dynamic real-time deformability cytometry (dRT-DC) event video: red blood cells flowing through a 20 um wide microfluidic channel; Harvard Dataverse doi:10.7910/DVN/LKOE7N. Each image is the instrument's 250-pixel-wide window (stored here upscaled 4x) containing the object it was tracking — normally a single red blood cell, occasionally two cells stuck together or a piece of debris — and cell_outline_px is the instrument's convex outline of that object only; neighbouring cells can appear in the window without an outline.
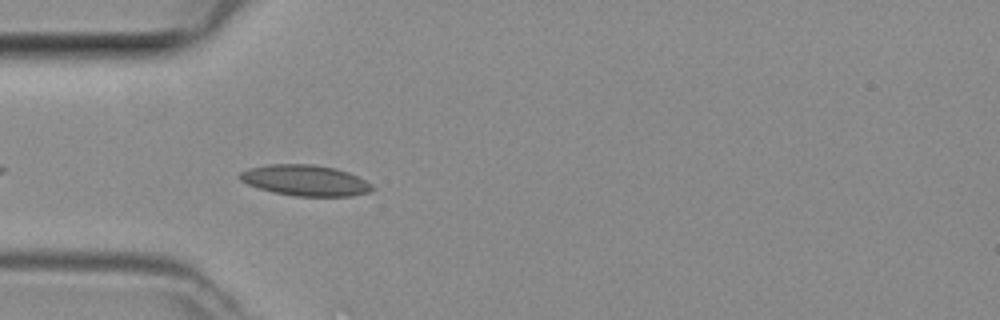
{"species": "common noctule bat (a hibernating species)", "species_latin": "Nyctalus noctula", "temperature_condition": "room temperature", "stored_images_in_passage": 29, "camera_frame_rate_fps": 3000, "um_per_image_px": 0.085, "animal": {"sex": "female", "body_mass_g": 29.2, "forearm_length_mm": 56.3}, "frame": {"image": 1, "passage_image": 3, "time_ms": 0.667, "image_size_px": [1000, 320], "cell_outline_px": [[376, 188], [368, 192], [352, 196], [296, 196], [272, 192], [248, 184], [240, 180], [236, 176], [240, 172], [248, 168], [268, 164], [312, 164], [336, 168], [348, 172], [372, 184]], "centroid_in_image_um": [25.93, 15.33], "position_along_channel_um": 59.1, "area_um2": 23.87}}
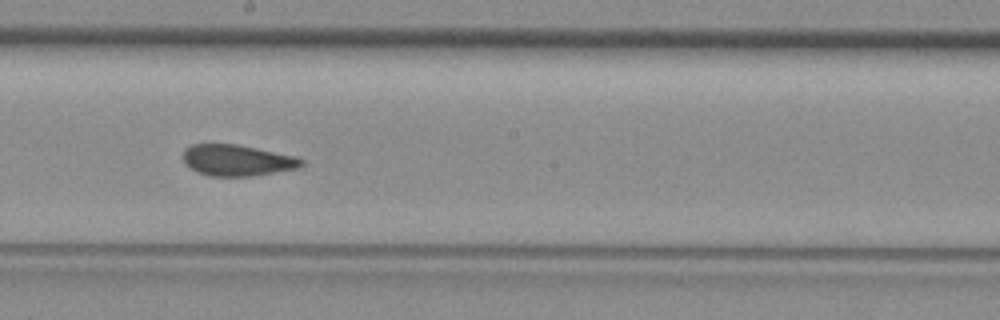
{"frame": {"image": 2, "passage_image": 15, "time_ms": 4.667, "image_size_px": [1000, 320], "cell_outline_px": [[304, 164], [300, 168], [252, 176], [212, 176], [196, 172], [184, 164], [184, 148], [192, 144], [236, 144], [296, 156], [304, 160]], "centroid_in_image_um": [20.16, 13.63], "position_along_channel_um": 228.0, "area_um2": 21.62}}
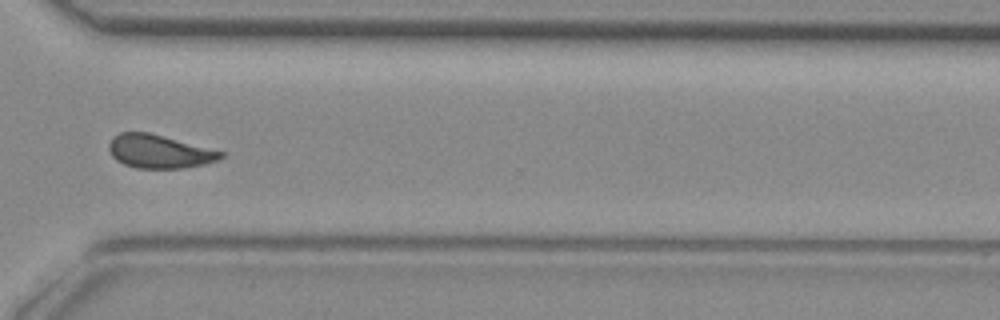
{"frame": {"image": 3, "passage_image": 24, "time_ms": 7.667, "image_size_px": [1000, 320], "cell_outline_px": [[224, 156], [216, 160], [204, 164], [184, 168], [136, 168], [124, 164], [116, 160], [112, 156], [108, 148], [108, 144], [112, 136], [120, 132], [148, 132], [224, 152]], "centroid_in_image_um": [13.48, 12.87], "position_along_channel_um": 357.1, "area_um2": 21.68}}